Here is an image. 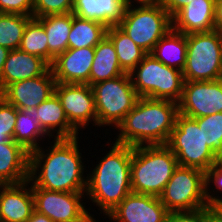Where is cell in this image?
<instances>
[{"instance_id": "obj_1", "label": "cell", "mask_w": 222, "mask_h": 222, "mask_svg": "<svg viewBox=\"0 0 222 222\" xmlns=\"http://www.w3.org/2000/svg\"><path fill=\"white\" fill-rule=\"evenodd\" d=\"M77 139V137L55 138L52 150L47 155L40 147L30 152L29 182L34 181L32 188L60 192H86L87 179L84 181V168ZM39 168L42 169L37 177L36 171Z\"/></svg>"}, {"instance_id": "obj_2", "label": "cell", "mask_w": 222, "mask_h": 222, "mask_svg": "<svg viewBox=\"0 0 222 222\" xmlns=\"http://www.w3.org/2000/svg\"><path fill=\"white\" fill-rule=\"evenodd\" d=\"M178 113L176 102L139 97L134 108L118 125L121 132L115 143L131 147L166 145Z\"/></svg>"}, {"instance_id": "obj_3", "label": "cell", "mask_w": 222, "mask_h": 222, "mask_svg": "<svg viewBox=\"0 0 222 222\" xmlns=\"http://www.w3.org/2000/svg\"><path fill=\"white\" fill-rule=\"evenodd\" d=\"M133 147L114 143L87 178L86 192L107 215L132 192L131 160Z\"/></svg>"}, {"instance_id": "obj_4", "label": "cell", "mask_w": 222, "mask_h": 222, "mask_svg": "<svg viewBox=\"0 0 222 222\" xmlns=\"http://www.w3.org/2000/svg\"><path fill=\"white\" fill-rule=\"evenodd\" d=\"M177 167L176 156L167 145L133 147L132 192L159 197Z\"/></svg>"}, {"instance_id": "obj_5", "label": "cell", "mask_w": 222, "mask_h": 222, "mask_svg": "<svg viewBox=\"0 0 222 222\" xmlns=\"http://www.w3.org/2000/svg\"><path fill=\"white\" fill-rule=\"evenodd\" d=\"M129 75L139 97L176 103L181 100L184 85L182 71L163 64L151 53H148Z\"/></svg>"}, {"instance_id": "obj_6", "label": "cell", "mask_w": 222, "mask_h": 222, "mask_svg": "<svg viewBox=\"0 0 222 222\" xmlns=\"http://www.w3.org/2000/svg\"><path fill=\"white\" fill-rule=\"evenodd\" d=\"M140 5L132 9L133 5L127 4L123 19L117 26L140 48L151 53L156 43L172 29V17L161 3Z\"/></svg>"}, {"instance_id": "obj_7", "label": "cell", "mask_w": 222, "mask_h": 222, "mask_svg": "<svg viewBox=\"0 0 222 222\" xmlns=\"http://www.w3.org/2000/svg\"><path fill=\"white\" fill-rule=\"evenodd\" d=\"M184 81H213L222 75V32L187 34Z\"/></svg>"}, {"instance_id": "obj_8", "label": "cell", "mask_w": 222, "mask_h": 222, "mask_svg": "<svg viewBox=\"0 0 222 222\" xmlns=\"http://www.w3.org/2000/svg\"><path fill=\"white\" fill-rule=\"evenodd\" d=\"M166 145L176 156L179 166L192 167L206 172L218 157L204 141L202 127L194 118L177 114L175 126Z\"/></svg>"}, {"instance_id": "obj_9", "label": "cell", "mask_w": 222, "mask_h": 222, "mask_svg": "<svg viewBox=\"0 0 222 222\" xmlns=\"http://www.w3.org/2000/svg\"><path fill=\"white\" fill-rule=\"evenodd\" d=\"M159 199L169 213H195L208 208L205 172L178 165Z\"/></svg>"}, {"instance_id": "obj_10", "label": "cell", "mask_w": 222, "mask_h": 222, "mask_svg": "<svg viewBox=\"0 0 222 222\" xmlns=\"http://www.w3.org/2000/svg\"><path fill=\"white\" fill-rule=\"evenodd\" d=\"M91 87L99 126L114 124L117 128L139 99L129 73L98 82Z\"/></svg>"}, {"instance_id": "obj_11", "label": "cell", "mask_w": 222, "mask_h": 222, "mask_svg": "<svg viewBox=\"0 0 222 222\" xmlns=\"http://www.w3.org/2000/svg\"><path fill=\"white\" fill-rule=\"evenodd\" d=\"M35 211L54 222H96L81 203L83 192L49 191L32 188Z\"/></svg>"}, {"instance_id": "obj_12", "label": "cell", "mask_w": 222, "mask_h": 222, "mask_svg": "<svg viewBox=\"0 0 222 222\" xmlns=\"http://www.w3.org/2000/svg\"><path fill=\"white\" fill-rule=\"evenodd\" d=\"M179 113L190 118L222 112V80L184 81Z\"/></svg>"}, {"instance_id": "obj_13", "label": "cell", "mask_w": 222, "mask_h": 222, "mask_svg": "<svg viewBox=\"0 0 222 222\" xmlns=\"http://www.w3.org/2000/svg\"><path fill=\"white\" fill-rule=\"evenodd\" d=\"M54 93L60 99L69 123L76 130L86 126L91 118L97 125L94 93L89 84L56 82Z\"/></svg>"}, {"instance_id": "obj_14", "label": "cell", "mask_w": 222, "mask_h": 222, "mask_svg": "<svg viewBox=\"0 0 222 222\" xmlns=\"http://www.w3.org/2000/svg\"><path fill=\"white\" fill-rule=\"evenodd\" d=\"M55 84L50 68L44 75L9 84L2 97L19 110L33 111L54 94Z\"/></svg>"}, {"instance_id": "obj_15", "label": "cell", "mask_w": 222, "mask_h": 222, "mask_svg": "<svg viewBox=\"0 0 222 222\" xmlns=\"http://www.w3.org/2000/svg\"><path fill=\"white\" fill-rule=\"evenodd\" d=\"M168 214L159 197L131 192L107 215L117 222H163Z\"/></svg>"}, {"instance_id": "obj_16", "label": "cell", "mask_w": 222, "mask_h": 222, "mask_svg": "<svg viewBox=\"0 0 222 222\" xmlns=\"http://www.w3.org/2000/svg\"><path fill=\"white\" fill-rule=\"evenodd\" d=\"M94 47L68 48L50 65L57 83L89 84Z\"/></svg>"}, {"instance_id": "obj_17", "label": "cell", "mask_w": 222, "mask_h": 222, "mask_svg": "<svg viewBox=\"0 0 222 222\" xmlns=\"http://www.w3.org/2000/svg\"><path fill=\"white\" fill-rule=\"evenodd\" d=\"M215 1H190L172 17V29L185 35L216 30Z\"/></svg>"}, {"instance_id": "obj_18", "label": "cell", "mask_w": 222, "mask_h": 222, "mask_svg": "<svg viewBox=\"0 0 222 222\" xmlns=\"http://www.w3.org/2000/svg\"><path fill=\"white\" fill-rule=\"evenodd\" d=\"M29 180L19 184L0 185L1 222H26L32 215L34 197L32 186L26 189Z\"/></svg>"}, {"instance_id": "obj_19", "label": "cell", "mask_w": 222, "mask_h": 222, "mask_svg": "<svg viewBox=\"0 0 222 222\" xmlns=\"http://www.w3.org/2000/svg\"><path fill=\"white\" fill-rule=\"evenodd\" d=\"M49 69L50 64L43 58L19 48L11 50L0 75V88L3 91L11 83L44 75Z\"/></svg>"}, {"instance_id": "obj_20", "label": "cell", "mask_w": 222, "mask_h": 222, "mask_svg": "<svg viewBox=\"0 0 222 222\" xmlns=\"http://www.w3.org/2000/svg\"><path fill=\"white\" fill-rule=\"evenodd\" d=\"M30 152L14 140L0 143V185L29 180Z\"/></svg>"}, {"instance_id": "obj_21", "label": "cell", "mask_w": 222, "mask_h": 222, "mask_svg": "<svg viewBox=\"0 0 222 222\" xmlns=\"http://www.w3.org/2000/svg\"><path fill=\"white\" fill-rule=\"evenodd\" d=\"M126 6L125 0H74L71 13L110 28L122 21Z\"/></svg>"}, {"instance_id": "obj_22", "label": "cell", "mask_w": 222, "mask_h": 222, "mask_svg": "<svg viewBox=\"0 0 222 222\" xmlns=\"http://www.w3.org/2000/svg\"><path fill=\"white\" fill-rule=\"evenodd\" d=\"M42 130L49 136L51 130L57 128L56 139L76 138L78 131L69 123L60 99L54 93L46 101H43L33 111Z\"/></svg>"}, {"instance_id": "obj_23", "label": "cell", "mask_w": 222, "mask_h": 222, "mask_svg": "<svg viewBox=\"0 0 222 222\" xmlns=\"http://www.w3.org/2000/svg\"><path fill=\"white\" fill-rule=\"evenodd\" d=\"M94 52L89 75L90 86L125 74L120 67L114 44L107 36L94 47Z\"/></svg>"}, {"instance_id": "obj_24", "label": "cell", "mask_w": 222, "mask_h": 222, "mask_svg": "<svg viewBox=\"0 0 222 222\" xmlns=\"http://www.w3.org/2000/svg\"><path fill=\"white\" fill-rule=\"evenodd\" d=\"M44 27L49 49V64L68 49V35L72 26V13L48 15L37 18Z\"/></svg>"}, {"instance_id": "obj_25", "label": "cell", "mask_w": 222, "mask_h": 222, "mask_svg": "<svg viewBox=\"0 0 222 222\" xmlns=\"http://www.w3.org/2000/svg\"><path fill=\"white\" fill-rule=\"evenodd\" d=\"M187 35L171 29L155 45L151 54L163 64L183 71L186 64Z\"/></svg>"}, {"instance_id": "obj_26", "label": "cell", "mask_w": 222, "mask_h": 222, "mask_svg": "<svg viewBox=\"0 0 222 222\" xmlns=\"http://www.w3.org/2000/svg\"><path fill=\"white\" fill-rule=\"evenodd\" d=\"M106 36L114 44L120 67L130 73L148 54L118 26L107 28Z\"/></svg>"}, {"instance_id": "obj_27", "label": "cell", "mask_w": 222, "mask_h": 222, "mask_svg": "<svg viewBox=\"0 0 222 222\" xmlns=\"http://www.w3.org/2000/svg\"><path fill=\"white\" fill-rule=\"evenodd\" d=\"M107 27L72 14L68 48L95 47L105 36Z\"/></svg>"}, {"instance_id": "obj_28", "label": "cell", "mask_w": 222, "mask_h": 222, "mask_svg": "<svg viewBox=\"0 0 222 222\" xmlns=\"http://www.w3.org/2000/svg\"><path fill=\"white\" fill-rule=\"evenodd\" d=\"M47 135L39 125L32 111L18 109L13 140L22 145L28 152L39 148L38 137Z\"/></svg>"}, {"instance_id": "obj_29", "label": "cell", "mask_w": 222, "mask_h": 222, "mask_svg": "<svg viewBox=\"0 0 222 222\" xmlns=\"http://www.w3.org/2000/svg\"><path fill=\"white\" fill-rule=\"evenodd\" d=\"M47 35L42 23L32 17L25 26L19 49L31 55L43 58L49 63Z\"/></svg>"}, {"instance_id": "obj_30", "label": "cell", "mask_w": 222, "mask_h": 222, "mask_svg": "<svg viewBox=\"0 0 222 222\" xmlns=\"http://www.w3.org/2000/svg\"><path fill=\"white\" fill-rule=\"evenodd\" d=\"M32 17L19 14L0 13V46L7 49H18L23 32Z\"/></svg>"}, {"instance_id": "obj_31", "label": "cell", "mask_w": 222, "mask_h": 222, "mask_svg": "<svg viewBox=\"0 0 222 222\" xmlns=\"http://www.w3.org/2000/svg\"><path fill=\"white\" fill-rule=\"evenodd\" d=\"M194 119L202 127L205 143L219 157L222 153V112Z\"/></svg>"}, {"instance_id": "obj_32", "label": "cell", "mask_w": 222, "mask_h": 222, "mask_svg": "<svg viewBox=\"0 0 222 222\" xmlns=\"http://www.w3.org/2000/svg\"><path fill=\"white\" fill-rule=\"evenodd\" d=\"M73 3L74 0H33V17L70 13Z\"/></svg>"}, {"instance_id": "obj_33", "label": "cell", "mask_w": 222, "mask_h": 222, "mask_svg": "<svg viewBox=\"0 0 222 222\" xmlns=\"http://www.w3.org/2000/svg\"><path fill=\"white\" fill-rule=\"evenodd\" d=\"M18 109L4 98L0 100V143L13 140Z\"/></svg>"}, {"instance_id": "obj_34", "label": "cell", "mask_w": 222, "mask_h": 222, "mask_svg": "<svg viewBox=\"0 0 222 222\" xmlns=\"http://www.w3.org/2000/svg\"><path fill=\"white\" fill-rule=\"evenodd\" d=\"M211 181L215 183L216 187L218 188L217 190H222V163H220L218 160L205 172V198L208 203V207L218 208L222 206V198H216V196L213 197L209 194L208 185H210Z\"/></svg>"}, {"instance_id": "obj_35", "label": "cell", "mask_w": 222, "mask_h": 222, "mask_svg": "<svg viewBox=\"0 0 222 222\" xmlns=\"http://www.w3.org/2000/svg\"><path fill=\"white\" fill-rule=\"evenodd\" d=\"M0 13L33 17V0H0Z\"/></svg>"}, {"instance_id": "obj_36", "label": "cell", "mask_w": 222, "mask_h": 222, "mask_svg": "<svg viewBox=\"0 0 222 222\" xmlns=\"http://www.w3.org/2000/svg\"><path fill=\"white\" fill-rule=\"evenodd\" d=\"M163 222H201V211L195 213H169Z\"/></svg>"}, {"instance_id": "obj_37", "label": "cell", "mask_w": 222, "mask_h": 222, "mask_svg": "<svg viewBox=\"0 0 222 222\" xmlns=\"http://www.w3.org/2000/svg\"><path fill=\"white\" fill-rule=\"evenodd\" d=\"M192 0H161L162 6L173 17L179 10L185 7Z\"/></svg>"}, {"instance_id": "obj_38", "label": "cell", "mask_w": 222, "mask_h": 222, "mask_svg": "<svg viewBox=\"0 0 222 222\" xmlns=\"http://www.w3.org/2000/svg\"><path fill=\"white\" fill-rule=\"evenodd\" d=\"M201 222H222V213L217 208H206L201 211Z\"/></svg>"}, {"instance_id": "obj_39", "label": "cell", "mask_w": 222, "mask_h": 222, "mask_svg": "<svg viewBox=\"0 0 222 222\" xmlns=\"http://www.w3.org/2000/svg\"><path fill=\"white\" fill-rule=\"evenodd\" d=\"M215 28L222 32V0L215 1Z\"/></svg>"}, {"instance_id": "obj_40", "label": "cell", "mask_w": 222, "mask_h": 222, "mask_svg": "<svg viewBox=\"0 0 222 222\" xmlns=\"http://www.w3.org/2000/svg\"><path fill=\"white\" fill-rule=\"evenodd\" d=\"M26 222H54L44 214H41L37 211H33L32 215Z\"/></svg>"}, {"instance_id": "obj_41", "label": "cell", "mask_w": 222, "mask_h": 222, "mask_svg": "<svg viewBox=\"0 0 222 222\" xmlns=\"http://www.w3.org/2000/svg\"><path fill=\"white\" fill-rule=\"evenodd\" d=\"M10 50L0 46V75L2 73L3 67H4V63L7 59V56L9 54Z\"/></svg>"}, {"instance_id": "obj_42", "label": "cell", "mask_w": 222, "mask_h": 222, "mask_svg": "<svg viewBox=\"0 0 222 222\" xmlns=\"http://www.w3.org/2000/svg\"><path fill=\"white\" fill-rule=\"evenodd\" d=\"M127 2V4H131V0H125ZM137 2H139L140 4L142 3H160L161 0H136Z\"/></svg>"}, {"instance_id": "obj_43", "label": "cell", "mask_w": 222, "mask_h": 222, "mask_svg": "<svg viewBox=\"0 0 222 222\" xmlns=\"http://www.w3.org/2000/svg\"><path fill=\"white\" fill-rule=\"evenodd\" d=\"M220 163H222V153L219 155L218 159H217Z\"/></svg>"}, {"instance_id": "obj_44", "label": "cell", "mask_w": 222, "mask_h": 222, "mask_svg": "<svg viewBox=\"0 0 222 222\" xmlns=\"http://www.w3.org/2000/svg\"><path fill=\"white\" fill-rule=\"evenodd\" d=\"M3 97H2V90H1V88H0V100L2 99Z\"/></svg>"}, {"instance_id": "obj_45", "label": "cell", "mask_w": 222, "mask_h": 222, "mask_svg": "<svg viewBox=\"0 0 222 222\" xmlns=\"http://www.w3.org/2000/svg\"><path fill=\"white\" fill-rule=\"evenodd\" d=\"M222 213V206L217 208Z\"/></svg>"}]
</instances>
